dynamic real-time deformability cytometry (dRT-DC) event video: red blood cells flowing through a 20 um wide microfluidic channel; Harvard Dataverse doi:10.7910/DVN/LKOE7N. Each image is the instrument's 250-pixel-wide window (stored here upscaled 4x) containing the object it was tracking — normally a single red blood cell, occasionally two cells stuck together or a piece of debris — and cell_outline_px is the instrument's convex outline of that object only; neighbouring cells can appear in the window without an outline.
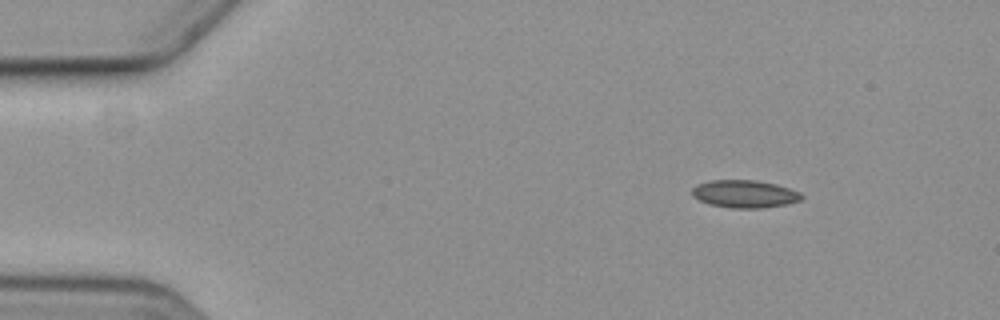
{"species": "common noctule bat (a hibernating species)", "species_latin": "Nyctalus noctula", "temperature_condition": "cold", "stored_images_in_passage": 3, "camera_frame_rate_fps": 3000, "um_per_image_px": 0.085, "animal": {"sex": "female", "body_mass_g": 19.3, "forearm_length_mm": 54.1}, "frame": {"image": 1, "passage_image": 1, "time_ms": 0.0, "image_size_px": [1000, 320], "cell_outline_px": [[804, 196], [800, 200], [784, 204], [760, 208], [736, 208], [712, 204], [700, 200], [692, 196], [692, 188], [700, 184], [712, 180], [756, 180], [776, 184], [800, 192]], "centroid_in_image_um": [63.31, 16.47], "position_along_channel_um": 21.7, "area_um2": 17.28}}
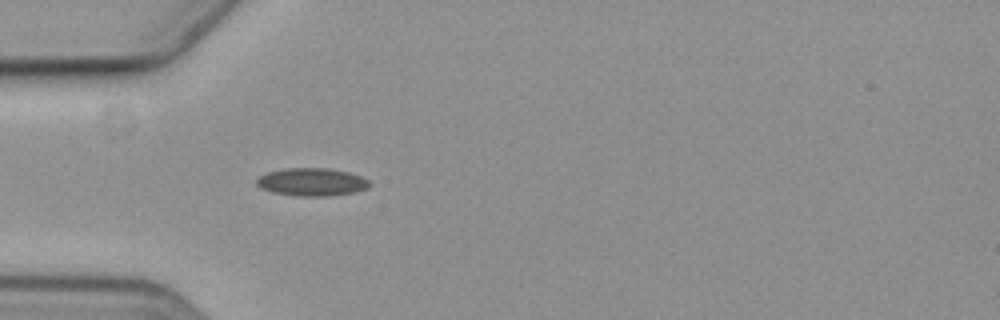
{"frame": {"image": 2, "passage_image": 3, "time_ms": 3.333, "image_size_px": [1000, 320], "cell_outline_px": [[368, 188], [352, 192], [328, 196], [300, 196], [272, 192], [260, 188], [256, 184], [256, 180], [260, 176], [268, 172], [284, 168], [328, 168], [348, 172], [360, 176], [368, 180]], "centroid_in_image_um": [26.46, 15.46], "position_along_channel_um": 58.5, "area_um2": 18.15}}